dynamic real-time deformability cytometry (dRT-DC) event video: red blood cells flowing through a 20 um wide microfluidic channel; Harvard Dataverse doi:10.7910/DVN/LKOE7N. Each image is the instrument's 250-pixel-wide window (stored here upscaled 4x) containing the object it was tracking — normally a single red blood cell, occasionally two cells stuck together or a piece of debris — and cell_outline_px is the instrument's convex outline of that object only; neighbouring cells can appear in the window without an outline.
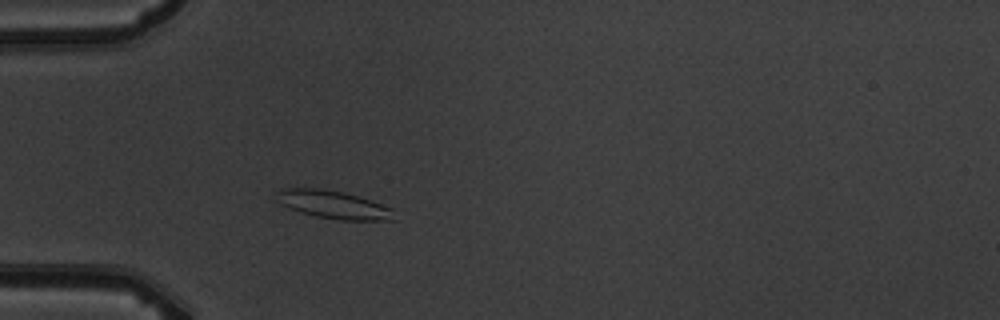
{"species": "common noctule bat (a hibernating species)", "species_latin": "Nyctalus noctula", "temperature_condition": "warm", "stored_images_in_passage": 4, "camera_frame_rate_fps": 3000, "um_per_image_px": 0.085, "animal": {"sex": "male", "body_mass_g": 19.5, "forearm_length_mm": 54.6}, "frame": {"image": 1, "passage_image": 4, "time_ms": 3.333, "image_size_px": [1000, 320], "cell_outline_px": [[400, 220], [340, 220], [316, 216], [300, 212], [284, 204], [276, 192], [280, 188], [316, 188], [344, 192], [372, 200], [392, 208]], "centroid_in_image_um": [28.48, 17.4], "position_along_channel_um": 56.5, "area_um2": 19.07}}